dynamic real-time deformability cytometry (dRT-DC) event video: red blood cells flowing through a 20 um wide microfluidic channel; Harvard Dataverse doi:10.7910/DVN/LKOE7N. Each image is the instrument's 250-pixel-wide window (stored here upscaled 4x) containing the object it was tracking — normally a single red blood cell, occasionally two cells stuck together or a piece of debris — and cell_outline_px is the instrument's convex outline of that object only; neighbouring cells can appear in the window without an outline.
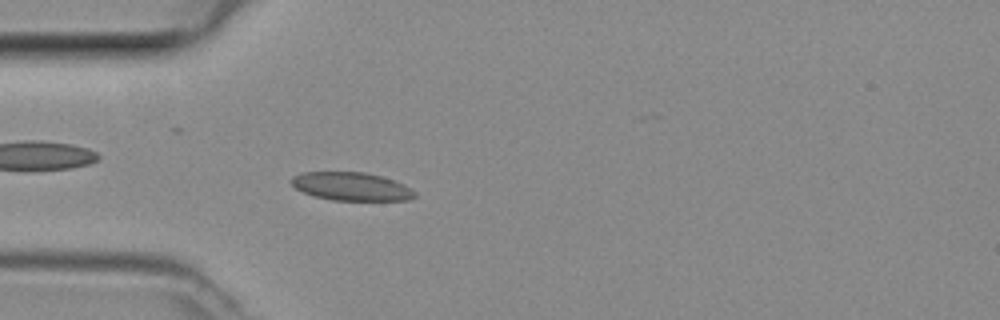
{"species": "common noctule bat (a hibernating species)", "species_latin": "Nyctalus noctula", "temperature_condition": "room temperature", "stored_images_in_passage": 48, "camera_frame_rate_fps": 3000, "um_per_image_px": 0.085, "animal": {"sex": "female", "body_mass_g": 29.2, "forearm_length_mm": 56.3}, "frame": {"image": 1, "passage_image": 13, "time_ms": 4.0, "image_size_px": [1000, 320], "cell_outline_px": [[416, 196], [408, 200], [332, 200], [312, 196], [296, 188], [292, 184], [292, 176], [304, 172], [364, 172], [380, 176], [404, 184], [416, 192]], "centroid_in_image_um": [29.86, 15.85], "position_along_channel_um": 55.1, "area_um2": 20.17}}
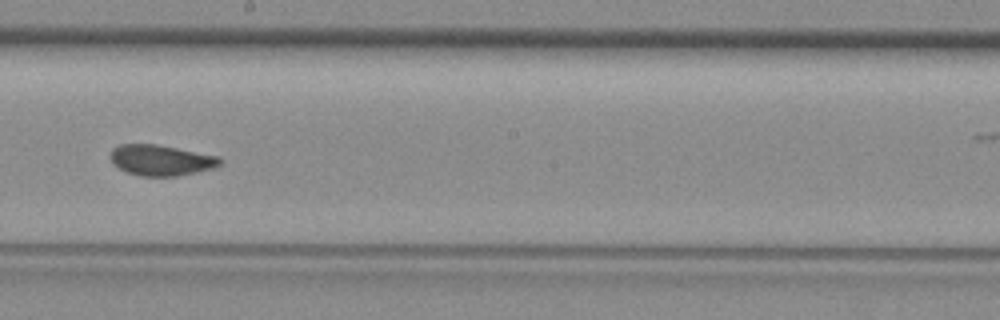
{"frame": {"image": 2, "passage_image": 26, "time_ms": 8.333, "image_size_px": [1000, 320], "cell_outline_px": [[224, 160], [220, 164], [212, 168], [196, 172], [176, 176], [140, 176], [128, 172], [112, 164], [108, 156], [112, 148], [120, 144], [156, 144], [220, 156]], "centroid_in_image_um": [13.66, 13.61], "position_along_channel_um": 234.5, "area_um2": 19.77}}
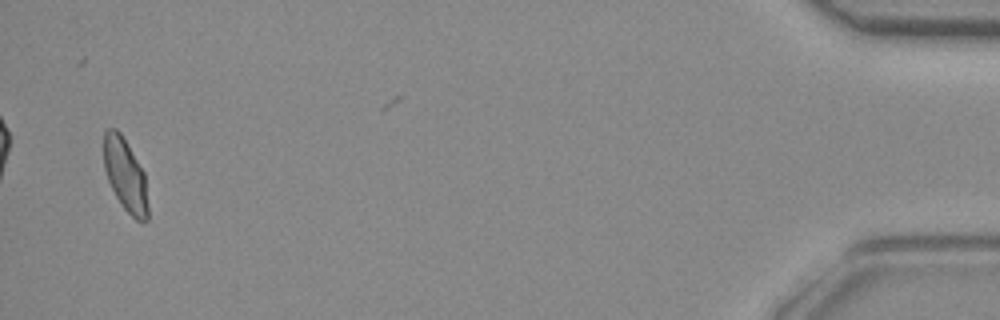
{"frame": {"image": 3, "passage_image": 46, "time_ms": 15.0, "image_size_px": [1000, 320], "cell_outline_px": [[148, 220], [136, 220], [124, 208], [116, 196], [108, 180], [104, 168], [104, 132], [108, 128], [116, 128], [120, 132], [144, 172], [148, 204]], "centroid_in_image_um": [10.65, 14.87], "position_along_channel_um": 424.6, "area_um2": 18.5}}